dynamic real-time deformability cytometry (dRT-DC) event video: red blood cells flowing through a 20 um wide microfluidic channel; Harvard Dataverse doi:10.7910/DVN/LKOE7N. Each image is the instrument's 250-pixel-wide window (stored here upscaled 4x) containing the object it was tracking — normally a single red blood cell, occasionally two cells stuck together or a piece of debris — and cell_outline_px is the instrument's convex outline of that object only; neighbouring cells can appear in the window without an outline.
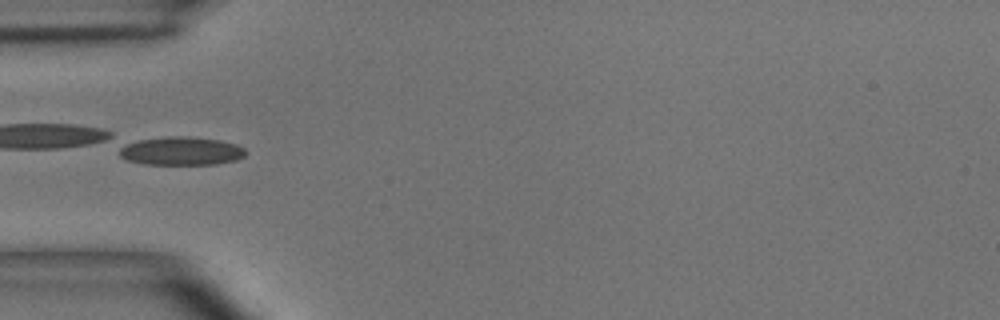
{"species": "common noctule bat (a hibernating species)", "species_latin": "Nyctalus noctula", "temperature_condition": "room temperature", "stored_images_in_passage": 3, "camera_frame_rate_fps": 3000, "um_per_image_px": 0.085, "animal": {"sex": "male", "body_mass_g": 15.6}, "frame": {"image": 1, "passage_image": 3, "time_ms": 2.333, "image_size_px": [1000, 320], "cell_outline_px": [[248, 152], [244, 156], [236, 160], [216, 164], [144, 164], [124, 160], [120, 156], [120, 144], [140, 140], [168, 136], [188, 136], [220, 140], [236, 144], [244, 148]], "centroid_in_image_um": [15.39, 12.83], "position_along_channel_um": 69.6, "area_um2": 21.1}}